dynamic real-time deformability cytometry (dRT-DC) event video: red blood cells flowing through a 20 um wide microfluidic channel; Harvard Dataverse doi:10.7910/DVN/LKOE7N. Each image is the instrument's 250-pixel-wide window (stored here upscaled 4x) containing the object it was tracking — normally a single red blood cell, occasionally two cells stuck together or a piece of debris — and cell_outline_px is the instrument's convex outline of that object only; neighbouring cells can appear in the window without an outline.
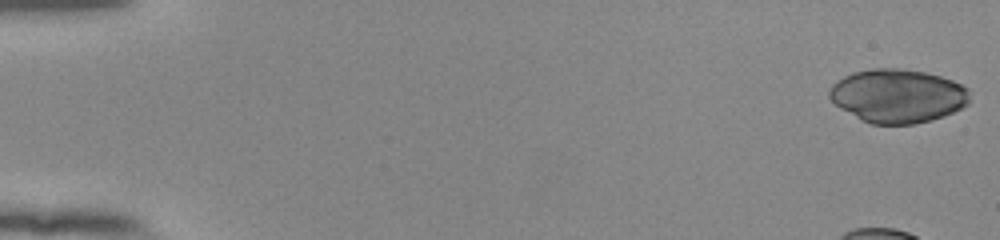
{"species": "human", "species_latin": "Homo sapiens", "temperature_condition": "room temperature", "stored_images_in_passage": 31, "camera_frame_rate_fps": 3000, "um_per_image_px": 0.085, "donor": {"sex": "female"}, "frame": {"image": 1, "passage_image": 1, "time_ms": 0.0, "image_size_px": [1000, 240], "cell_outline_px": [[968, 104], [944, 116], [932, 120], [916, 124], [872, 124], [840, 108], [828, 96], [828, 92], [832, 84], [844, 76], [852, 72], [872, 68], [900, 68], [924, 72], [940, 76], [952, 80], [968, 88]], "centroid_in_image_um": [76.29, 8.14], "position_along_channel_um": 8.7, "area_um2": 43.7}}